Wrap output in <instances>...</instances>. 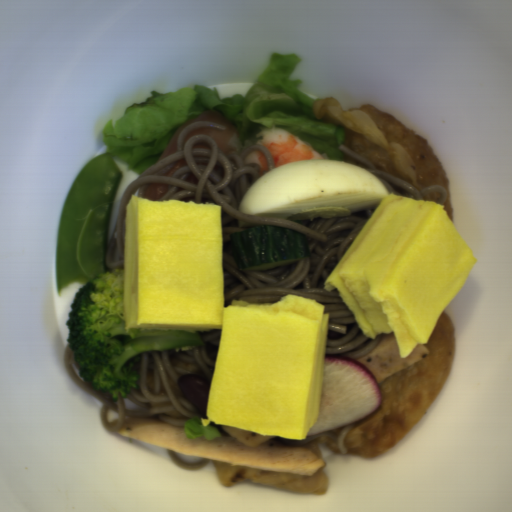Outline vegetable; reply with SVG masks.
Listing matches in <instances>:
<instances>
[{
    "instance_id": "add77e79",
    "label": "vegetable",
    "mask_w": 512,
    "mask_h": 512,
    "mask_svg": "<svg viewBox=\"0 0 512 512\" xmlns=\"http://www.w3.org/2000/svg\"><path fill=\"white\" fill-rule=\"evenodd\" d=\"M303 57L275 52L263 73L245 95L220 98L217 87L184 85L177 91L151 90L144 101L133 102L119 119L104 128L105 149L142 174L159 161L175 131L187 120L205 111H220L239 137L235 147L257 138L267 128H281L311 146L323 160L347 162L343 145L344 128L317 121L313 99L301 89L303 82L291 77Z\"/></svg>"
},
{
    "instance_id": "ea0f7189",
    "label": "vegetable",
    "mask_w": 512,
    "mask_h": 512,
    "mask_svg": "<svg viewBox=\"0 0 512 512\" xmlns=\"http://www.w3.org/2000/svg\"><path fill=\"white\" fill-rule=\"evenodd\" d=\"M201 417L193 416L183 424L184 434L186 438L196 439L204 437L208 442L213 441L215 438L222 437L221 433L211 423L209 426H203L201 424Z\"/></svg>"
}]
</instances>
